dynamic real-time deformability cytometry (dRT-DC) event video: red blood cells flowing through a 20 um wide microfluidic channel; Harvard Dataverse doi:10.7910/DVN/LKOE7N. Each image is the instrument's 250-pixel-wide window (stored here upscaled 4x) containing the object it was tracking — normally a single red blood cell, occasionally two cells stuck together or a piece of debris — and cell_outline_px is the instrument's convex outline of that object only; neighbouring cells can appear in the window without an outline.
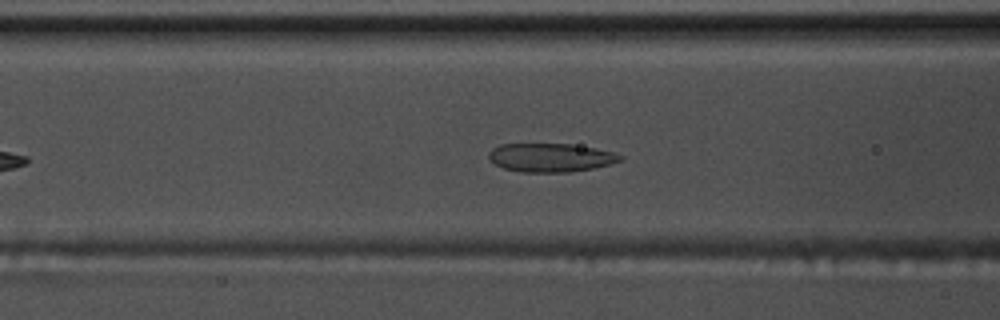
{"species": "common noctule bat (a hibernating species)", "species_latin": "Nyctalus noctula", "temperature_condition": "warm", "stored_images_in_passage": 39, "camera_frame_rate_fps": 3000, "um_per_image_px": 0.085, "animal": {"sex": "male", "body_mass_g": 17.5, "forearm_length_mm": 52.3}, "frame": {"image": 1, "passage_image": 9, "time_ms": 2.667, "image_size_px": [1000, 320], "cell_outline_px": [[624, 160], [612, 164], [592, 168], [568, 172], [520, 172], [504, 168], [496, 164], [488, 156], [488, 152], [492, 148], [500, 144], [572, 144], [596, 148], [612, 152], [624, 156]], "centroid_in_image_um": [46.83, 13.39], "position_along_channel_um": 119.8, "area_um2": 21.96}}
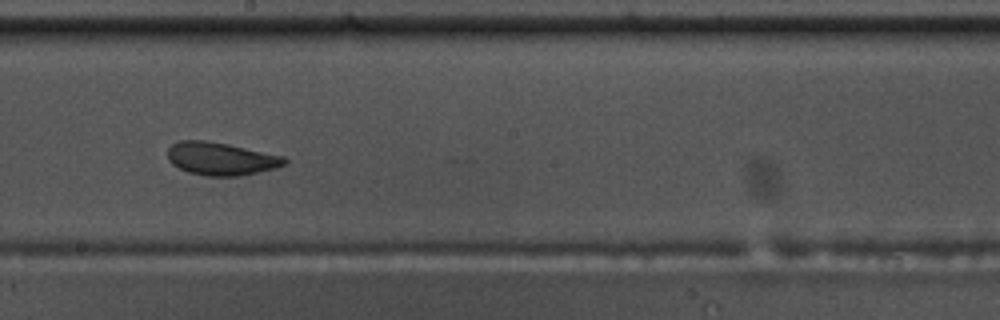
{"frame": {"image": 2, "passage_image": 18, "time_ms": 5.667, "image_size_px": [1000, 320], "cell_outline_px": [[288, 164], [276, 168], [240, 176], [208, 176], [188, 172], [172, 164], [168, 160], [168, 148], [172, 144], [180, 140], [208, 140], [228, 144], [284, 156], [288, 160]], "centroid_in_image_um": [18.8, 13.49], "position_along_channel_um": 229.4, "area_um2": 22.54}}
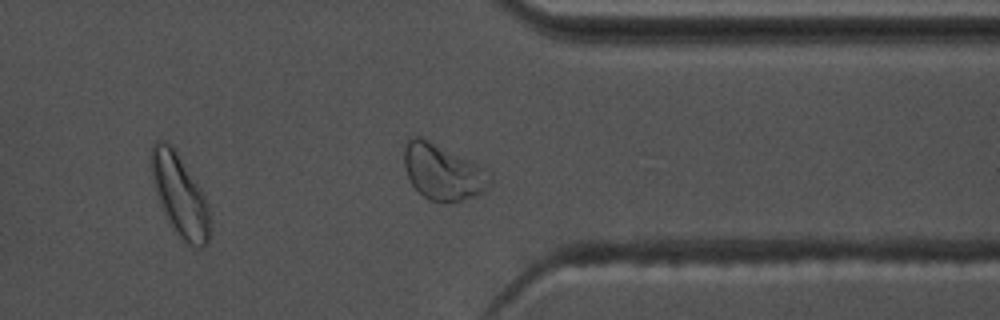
{"frame": {"image": 3, "passage_image": 30, "time_ms": 9.667, "image_size_px": [1000, 320], "cell_outline_px": [[208, 244], [200, 248], [196, 248], [188, 244], [176, 232], [168, 220], [160, 204], [152, 180], [152, 144], [156, 140], [160, 140], [172, 144], [204, 196], [208, 204]], "centroid_in_image_um": [15.27, 16.59], "position_along_channel_um": 396.1, "area_um2": 27.11}, "authors_computed_cell_mechanics": {"area_um2": 22.8888, "velocity_mm_per_s": 3.67, "shape_relaxation_time_tau1_ms": 4.8977, "shape_relaxation_time_tau2_ms": 1.3056, "deformation_change_tau1": 0.1215, "deformation_change_tau2": 0.0596}}